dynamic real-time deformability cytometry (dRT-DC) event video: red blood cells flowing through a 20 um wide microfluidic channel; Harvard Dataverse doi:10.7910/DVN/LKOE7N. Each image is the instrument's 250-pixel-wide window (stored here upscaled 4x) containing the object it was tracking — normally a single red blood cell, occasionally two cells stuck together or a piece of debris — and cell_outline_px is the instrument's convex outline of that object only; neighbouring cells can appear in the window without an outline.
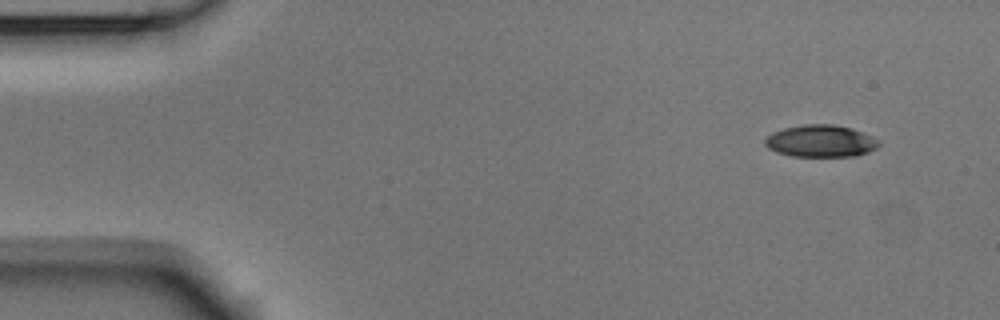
{"species": "Egyptian fruit bat (a non-hibernating species)", "species_latin": "Rousettus aegyptiacus", "temperature_condition": "room temperature", "stored_images_in_passage": 4, "camera_frame_rate_fps": 3000, "um_per_image_px": 0.085, "animal": {"sex": "male"}, "frame": {"image": 1, "passage_image": 1, "time_ms": 0.0, "image_size_px": [1000, 320], "cell_outline_px": [[880, 144], [876, 148], [868, 152], [856, 156], [792, 156], [776, 152], [768, 148], [764, 144], [764, 140], [772, 132], [784, 128], [804, 124], [832, 124], [852, 128], [872, 136], [880, 140]], "centroid_in_image_um": [69.76, 11.99], "position_along_channel_um": 15.2, "area_um2": 21.39}}